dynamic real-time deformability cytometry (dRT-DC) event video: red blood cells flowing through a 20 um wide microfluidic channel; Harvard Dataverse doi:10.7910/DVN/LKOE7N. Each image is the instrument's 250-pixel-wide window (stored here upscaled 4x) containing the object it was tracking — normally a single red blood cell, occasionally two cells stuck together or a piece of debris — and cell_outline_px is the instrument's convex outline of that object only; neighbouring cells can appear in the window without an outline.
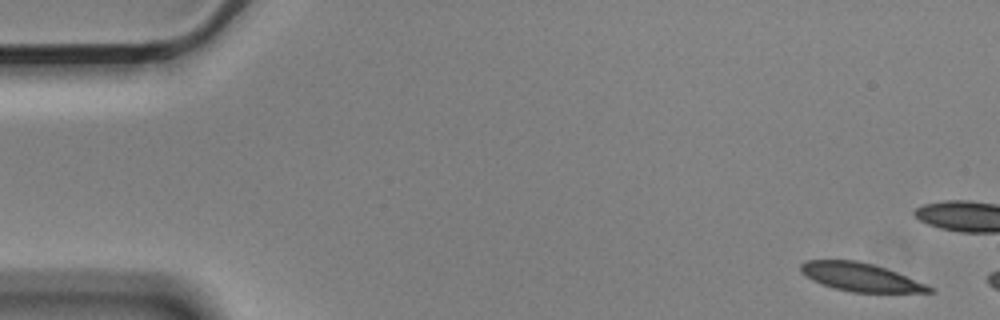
{"species": "Egyptian fruit bat (a non-hibernating species)", "species_latin": "Rousettus aegyptiacus", "temperature_condition": "cold", "stored_images_in_passage": 3, "camera_frame_rate_fps": 3000, "um_per_image_px": 0.085, "animal": {"sex": "male"}, "frame": {"image": 1, "passage_image": 1, "time_ms": 0.0, "image_size_px": [1000, 320], "cell_outline_px": [[936, 292], [852, 292], [836, 288], [812, 280], [800, 272], [800, 264], [804, 260], [856, 260], [872, 264], [896, 272], [924, 284], [932, 288]], "centroid_in_image_um": [73.08, 23.54], "position_along_channel_um": 11.9, "area_um2": 20.75}}